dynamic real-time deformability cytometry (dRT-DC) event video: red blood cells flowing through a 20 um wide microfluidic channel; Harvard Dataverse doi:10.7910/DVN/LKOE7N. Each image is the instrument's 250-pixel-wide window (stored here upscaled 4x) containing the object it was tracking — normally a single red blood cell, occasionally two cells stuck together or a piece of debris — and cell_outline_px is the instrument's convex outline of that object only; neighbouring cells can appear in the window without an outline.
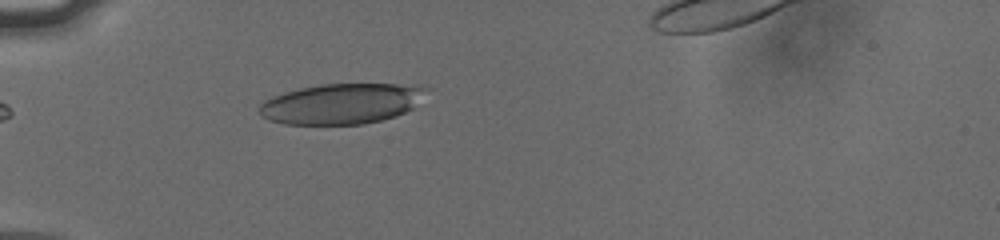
{"species": "human", "species_latin": "Homo sapiens", "temperature_condition": "cold", "stored_images_in_passage": 41, "camera_frame_rate_fps": 3000, "um_per_image_px": 0.085, "donor": {"sex": "male"}, "frame": {"image": 1, "passage_image": 4, "time_ms": 1.0, "image_size_px": [1000, 240], "cell_outline_px": [[424, 88], [412, 108], [396, 116], [364, 124], [284, 124], [268, 120], [260, 112], [260, 104], [264, 100], [272, 96], [284, 92], [300, 88], [320, 84], [396, 84]], "centroid_in_image_um": [28.91, 8.82], "position_along_channel_um": 56.1, "area_um2": 38.55}}
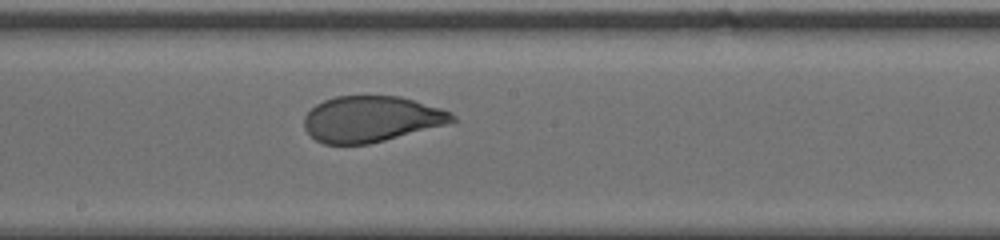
{"frame": {"image": 2, "passage_image": 18, "time_ms": 5.667, "image_size_px": [1000, 240], "cell_outline_px": [[456, 120], [444, 124], [384, 140], [368, 144], [324, 144], [316, 140], [304, 128], [304, 116], [316, 104], [324, 100], [336, 96], [400, 96], [440, 108], [452, 112], [456, 116]], "centroid_in_image_um": [31.52, 10.11], "position_along_channel_um": 216.7, "area_um2": 39.19}}
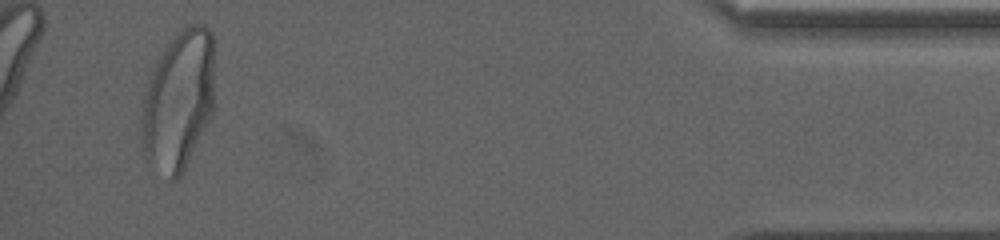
{"frame": {"image": 3, "passage_image": 39, "time_ms": 12.667, "image_size_px": [1000, 240], "cell_outline_px": [[216, 108], [184, 172], [176, 180], [172, 180], [148, 160], [144, 156], [144, 100], [152, 72], [156, 60], [168, 40], [180, 28], [188, 24], [204, 24], [212, 32]], "centroid_in_image_um": [15.27, 8.46], "position_along_channel_um": 419.9, "area_um2": 59.71}}